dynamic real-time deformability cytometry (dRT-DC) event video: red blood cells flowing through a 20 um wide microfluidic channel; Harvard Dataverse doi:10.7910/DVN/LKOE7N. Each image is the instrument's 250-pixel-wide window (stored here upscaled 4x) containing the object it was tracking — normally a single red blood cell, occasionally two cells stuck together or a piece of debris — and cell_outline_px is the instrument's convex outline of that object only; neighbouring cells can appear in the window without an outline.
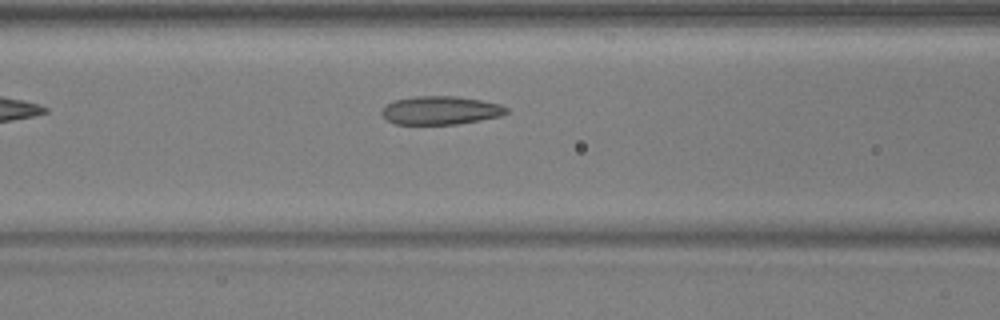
{"species": "common noctule bat (a hibernating species)", "species_latin": "Nyctalus noctula", "temperature_condition": "warm", "stored_images_in_passage": 19, "camera_frame_rate_fps": 3000, "um_per_image_px": 0.085, "animal": {"sex": "male", "body_mass_g": 17.9, "forearm_length_mm": 54.2}, "frame": {"image": 1, "passage_image": 6, "time_ms": 1.667, "image_size_px": [1000, 320], "cell_outline_px": [[508, 112], [500, 116], [480, 120], [456, 124], [396, 124], [388, 120], [380, 112], [392, 100], [412, 96], [456, 96], [480, 100], [500, 104], [508, 108]], "centroid_in_image_um": [37.44, 9.37], "position_along_channel_um": 129.2, "area_um2": 20.58}}
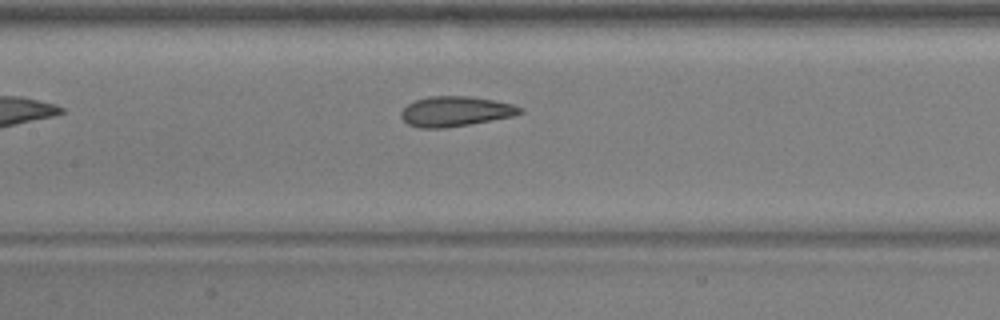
{"frame": {"image": 2, "passage_image": 9, "time_ms": 2.667, "image_size_px": [1000, 320], "cell_outline_px": [[524, 112], [512, 116], [468, 124], [444, 128], [420, 128], [408, 124], [400, 116], [400, 112], [408, 104], [416, 100], [428, 96], [468, 96], [496, 100], [512, 104], [524, 108]], "centroid_in_image_um": [38.71, 9.46], "position_along_channel_um": 168.7, "area_um2": 20.75}}
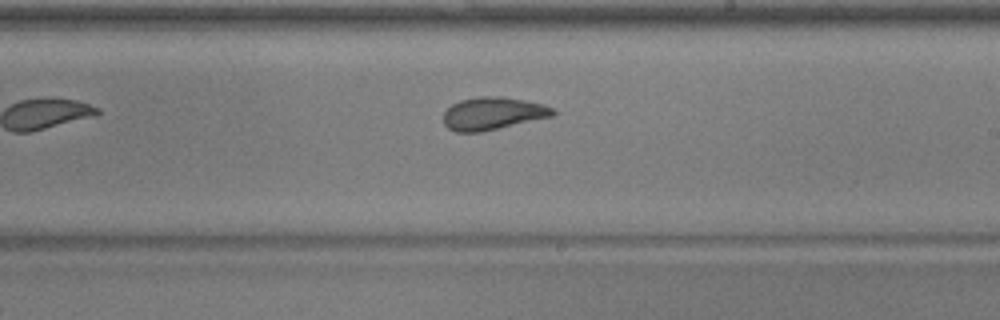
{"frame": {"image": 3, "passage_image": 15, "time_ms": 4.667, "image_size_px": [1000, 320], "cell_outline_px": [[556, 112], [552, 116], [480, 132], [456, 132], [448, 128], [444, 124], [444, 112], [452, 104], [460, 100], [480, 96], [504, 96], [544, 104], [552, 108]], "centroid_in_image_um": [41.87, 9.63], "position_along_channel_um": 247.1, "area_um2": 20.69}}